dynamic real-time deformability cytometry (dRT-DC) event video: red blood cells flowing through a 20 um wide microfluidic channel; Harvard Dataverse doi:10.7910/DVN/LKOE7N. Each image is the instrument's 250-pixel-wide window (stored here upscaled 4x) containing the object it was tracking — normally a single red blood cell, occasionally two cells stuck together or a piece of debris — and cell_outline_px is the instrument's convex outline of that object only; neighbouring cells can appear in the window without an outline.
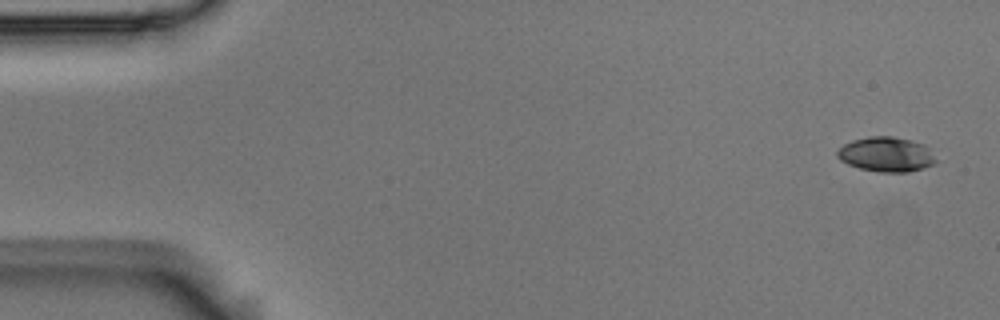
{"species": "Egyptian fruit bat (a non-hibernating species)", "species_latin": "Rousettus aegyptiacus", "temperature_condition": "room temperature", "stored_images_in_passage": 5, "camera_frame_rate_fps": 3000, "um_per_image_px": 0.085, "animal": {"sex": "male"}, "frame": {"image": 1, "passage_image": 1, "time_ms": 0.0, "image_size_px": [1000, 320], "cell_outline_px": [[936, 164], [924, 168], [908, 172], [880, 172], [860, 168], [848, 164], [840, 160], [836, 156], [836, 152], [844, 144], [852, 140], [868, 136], [892, 136], [924, 144], [936, 160]], "centroid_in_image_um": [75.31, 13.13], "position_along_channel_um": 9.7, "area_um2": 19.88}}
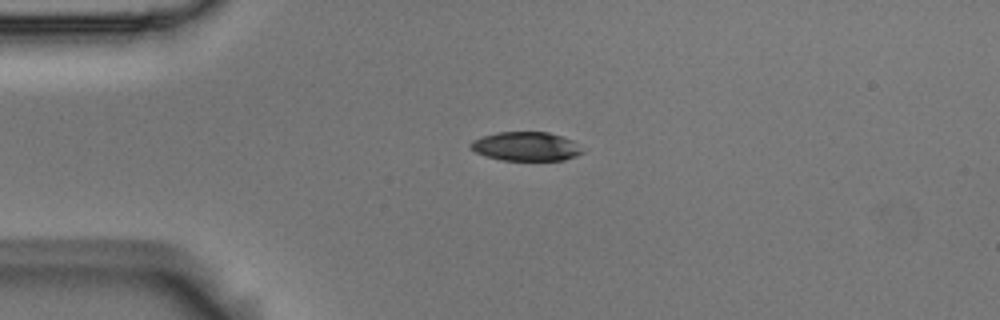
{"frame": {"image": 2, "passage_image": 4, "time_ms": 1.0, "image_size_px": [1000, 320], "cell_outline_px": [[584, 152], [576, 156], [564, 160], [500, 160], [476, 152], [468, 144], [472, 140], [480, 136], [496, 132], [548, 132], [564, 136], [572, 140]], "centroid_in_image_um": [44.7, 12.43], "position_along_channel_um": 40.3, "area_um2": 18.9}}